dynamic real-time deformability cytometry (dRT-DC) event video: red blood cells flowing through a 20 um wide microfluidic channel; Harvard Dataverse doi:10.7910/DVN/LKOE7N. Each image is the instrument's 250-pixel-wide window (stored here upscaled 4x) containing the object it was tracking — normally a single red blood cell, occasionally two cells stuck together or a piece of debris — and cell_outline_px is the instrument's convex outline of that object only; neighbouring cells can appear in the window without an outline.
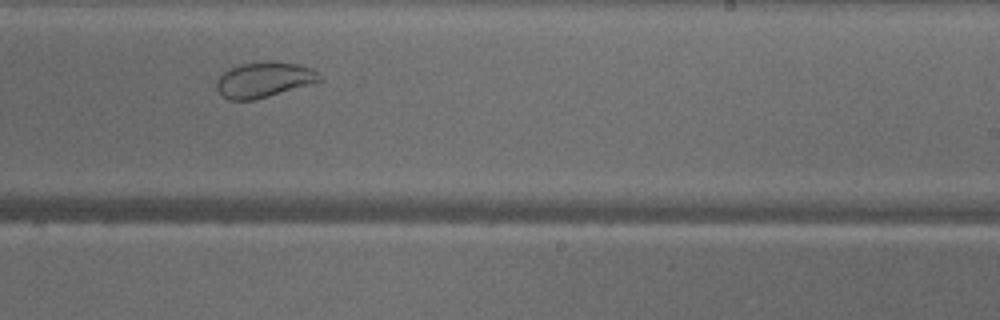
{"species": "common noctule bat (a hibernating species)", "species_latin": "Nyctalus noctula", "temperature_condition": "warm", "stored_images_in_passage": 32, "camera_frame_rate_fps": 3000, "um_per_image_px": 0.085, "animal": {"sex": "male", "body_mass_g": 18.8}, "frame": {"image": 1, "passage_image": 23, "time_ms": 7.333, "image_size_px": [1000, 320], "cell_outline_px": [[324, 80], [312, 84], [268, 96], [252, 100], [228, 100], [220, 96], [216, 88], [216, 80], [228, 68], [240, 64], [260, 60], [272, 60], [300, 64], [312, 68], [324, 76]], "centroid_in_image_um": [22.46, 6.75], "position_along_channel_um": 266.5, "area_um2": 21.91}}
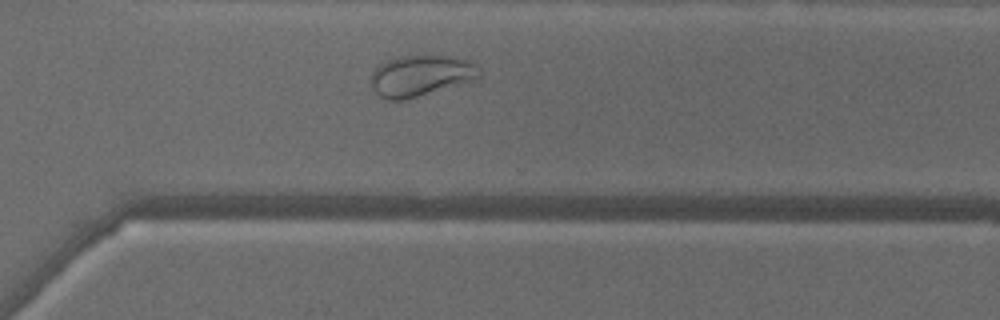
{"frame": {"image": 2, "passage_image": 28, "time_ms": 9.0, "image_size_px": [1000, 320], "cell_outline_px": [[480, 76], [472, 80], [404, 100], [388, 100], [380, 96], [372, 88], [368, 80], [372, 72], [380, 64], [388, 60], [404, 56], [448, 56], [468, 60], [480, 68]], "centroid_in_image_um": [35.71, 6.43], "position_along_channel_um": 334.9, "area_um2": 25.55}, "authors_computed_cell_mechanics": {"area_um2": 24.7384, "velocity_mm_per_s": 4.1114, "shape_relaxation_time_tau1_ms": null, "shape_relaxation_time_tau2_ms": 0.7236, "deformation_change_tau1": null, "deformation_change_tau2": 0.0501}}